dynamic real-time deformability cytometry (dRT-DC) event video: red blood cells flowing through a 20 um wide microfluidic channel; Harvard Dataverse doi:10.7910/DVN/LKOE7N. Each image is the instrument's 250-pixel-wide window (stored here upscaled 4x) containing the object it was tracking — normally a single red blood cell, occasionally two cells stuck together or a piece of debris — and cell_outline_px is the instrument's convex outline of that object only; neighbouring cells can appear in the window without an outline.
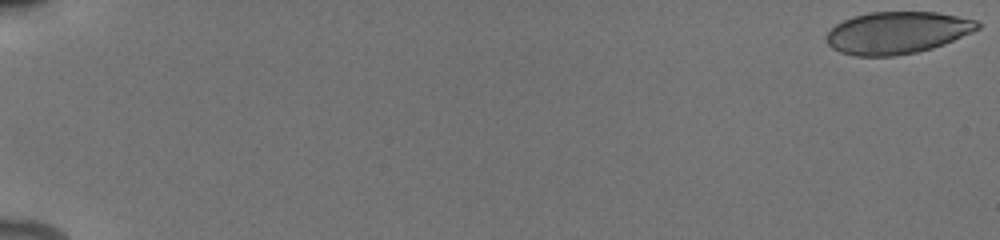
{"species": "human", "species_latin": "Homo sapiens", "temperature_condition": "cold", "stored_images_in_passage": 57, "camera_frame_rate_fps": 3000, "um_per_image_px": 0.085, "donor": {"sex": "male"}, "frame": {"image": 1, "passage_image": 1, "time_ms": 0.0, "image_size_px": [1000, 240], "cell_outline_px": [[980, 28], [972, 32], [944, 44], [932, 48], [916, 52], [896, 56], [856, 56], [840, 52], [832, 48], [828, 44], [828, 32], [836, 24], [852, 16], [868, 12], [936, 12], [976, 20], [980, 24]], "centroid_in_image_um": [76.26, 2.78], "position_along_channel_um": 8.7, "area_um2": 36.93}}
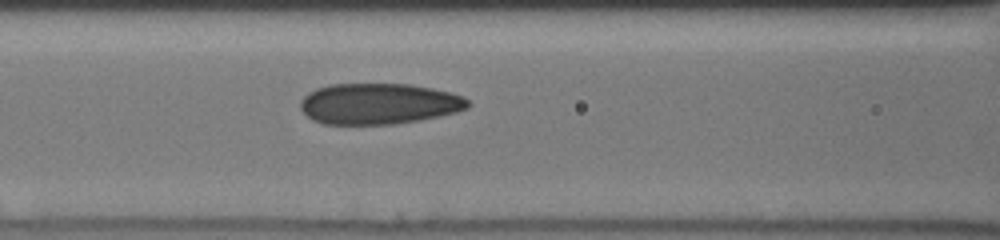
{"frame": {"image": 2, "passage_image": 21, "time_ms": 8.333, "image_size_px": [1000, 240], "cell_outline_px": [[472, 104], [468, 108], [456, 112], [440, 116], [420, 120], [392, 124], [324, 124], [312, 120], [300, 108], [300, 100], [308, 92], [316, 88], [328, 84], [408, 84], [432, 88], [452, 92], [468, 100]], "centroid_in_image_um": [32.19, 8.81], "position_along_channel_um": 134.4, "area_um2": 40.17}}
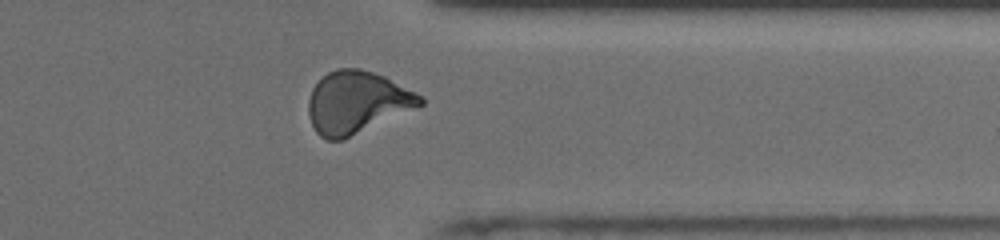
{"frame": {"image": 3, "passage_image": 44, "time_ms": 14.667, "image_size_px": [1000, 240], "cell_outline_px": [[424, 104], [344, 140], [328, 140], [320, 136], [316, 132], [312, 124], [308, 112], [308, 100], [312, 88], [328, 72], [336, 68], [360, 68], [384, 76], [424, 96]], "centroid_in_image_um": [30.33, 8.7], "position_along_channel_um": 381.1, "area_um2": 40.52}, "authors_computed_cell_mechanics": {"area_um2": 39.1884, "velocity_mm_per_s": 3.9219, "shape_relaxation_time_tau1_ms": 7.6433, "shape_relaxation_time_tau2_ms": 1.2628, "deformation_change_tau1": 0.1743, "deformation_change_tau2": 0.0844}}